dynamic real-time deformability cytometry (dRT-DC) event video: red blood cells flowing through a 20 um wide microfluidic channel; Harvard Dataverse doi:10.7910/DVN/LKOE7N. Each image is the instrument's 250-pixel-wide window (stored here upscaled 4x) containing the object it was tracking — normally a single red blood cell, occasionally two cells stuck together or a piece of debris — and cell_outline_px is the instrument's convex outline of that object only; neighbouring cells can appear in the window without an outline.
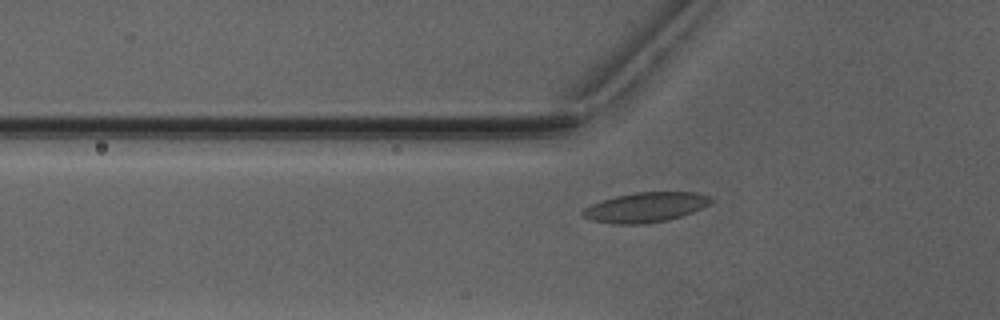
{"species": "Egyptian fruit bat (a non-hibernating species)", "species_latin": "Rousettus aegyptiacus", "temperature_condition": "warm", "stored_images_in_passage": 37, "camera_frame_rate_fps": 3000, "um_per_image_px": 0.085, "animal": {"sex": "male"}, "frame": {"image": 1, "passage_image": 4, "time_ms": 1.0, "image_size_px": [1000, 320], "cell_outline_px": [[712, 200], [708, 204], [692, 212], [668, 220], [644, 224], [612, 224], [588, 220], [580, 212], [584, 208], [592, 204], [616, 196], [636, 192], [696, 192], [712, 196]], "centroid_in_image_um": [54.85, 17.62], "position_along_channel_um": 71.0, "area_um2": 22.25}}
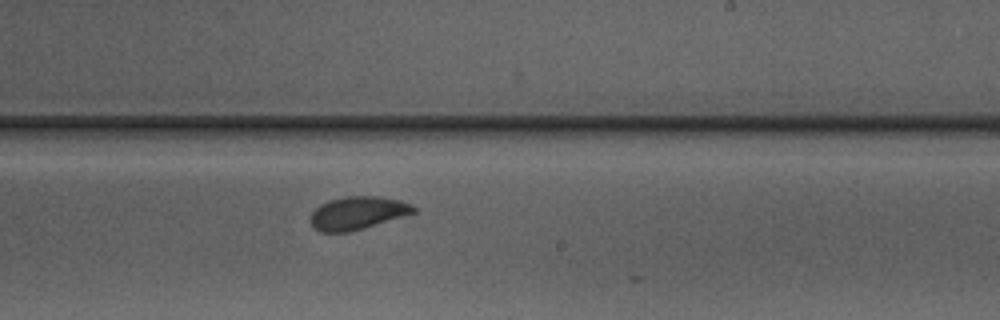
{"frame": {"image": 2, "passage_image": 18, "time_ms": 5.667, "image_size_px": [1000, 320], "cell_outline_px": [[416, 212], [364, 228], [348, 232], [320, 232], [312, 224], [312, 212], [320, 204], [328, 200], [344, 196], [380, 196], [400, 200], [412, 204], [416, 208]], "centroid_in_image_um": [30.42, 18.09], "position_along_channel_um": 258.6, "area_um2": 19.71}}
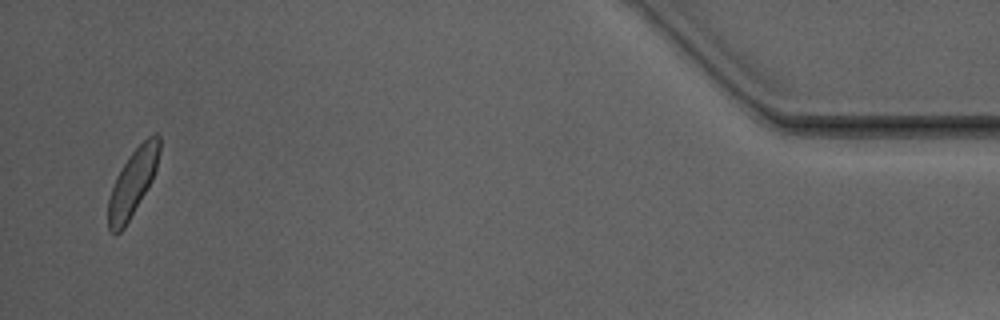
{"frame": {"image": 3, "passage_image": 36, "time_ms": 11.667, "image_size_px": [1000, 320], "cell_outline_px": [[160, 152], [156, 168], [152, 180], [124, 228], [120, 232], [112, 232], [108, 228], [108, 196], [116, 176], [128, 156], [152, 132], [156, 132], [160, 136]], "centroid_in_image_um": [11.28, 15.48], "position_along_channel_um": 423.9, "area_um2": 19.83}, "authors_computed_cell_mechanics": {"area_um2": 20.4034, "velocity_mm_per_s": 4.0372, "shape_relaxation_time_tau1_ms": 2.1168, "shape_relaxation_time_tau2_ms": 0.7737, "deformation_change_tau1": 0.0918, "deformation_change_tau2": 0.0514}}